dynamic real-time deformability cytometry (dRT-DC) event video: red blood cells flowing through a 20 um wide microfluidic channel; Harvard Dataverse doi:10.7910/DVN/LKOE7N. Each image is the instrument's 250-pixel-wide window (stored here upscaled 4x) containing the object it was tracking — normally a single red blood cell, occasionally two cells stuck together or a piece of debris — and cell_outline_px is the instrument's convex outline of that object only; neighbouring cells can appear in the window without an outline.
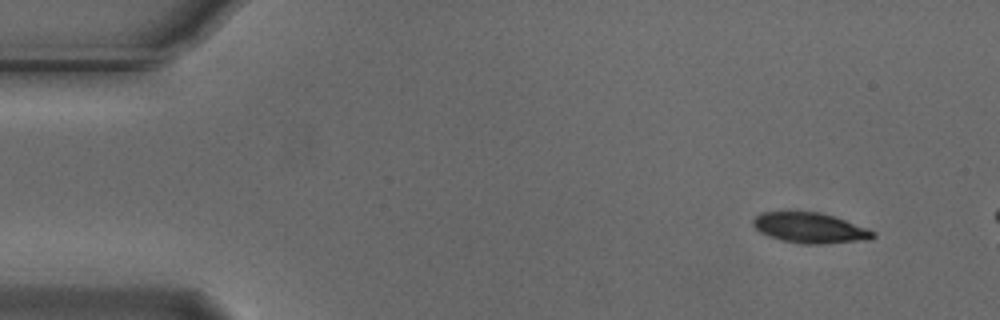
{"species": "Egyptian fruit bat (a non-hibernating species)", "species_latin": "Rousettus aegyptiacus", "temperature_condition": "cold", "stored_images_in_passage": 10, "camera_frame_rate_fps": 3000, "um_per_image_px": 0.085, "animal": {"sex": "male"}, "frame": {"image": 1, "passage_image": 4, "time_ms": 1.0, "image_size_px": [1000, 320], "cell_outline_px": [[876, 236], [872, 240], [824, 244], [800, 244], [780, 240], [768, 236], [760, 232], [752, 224], [752, 220], [760, 212], [820, 212], [868, 228], [876, 232]], "centroid_in_image_um": [68.87, 19.39], "position_along_channel_um": 16.1, "area_um2": 21.44}}